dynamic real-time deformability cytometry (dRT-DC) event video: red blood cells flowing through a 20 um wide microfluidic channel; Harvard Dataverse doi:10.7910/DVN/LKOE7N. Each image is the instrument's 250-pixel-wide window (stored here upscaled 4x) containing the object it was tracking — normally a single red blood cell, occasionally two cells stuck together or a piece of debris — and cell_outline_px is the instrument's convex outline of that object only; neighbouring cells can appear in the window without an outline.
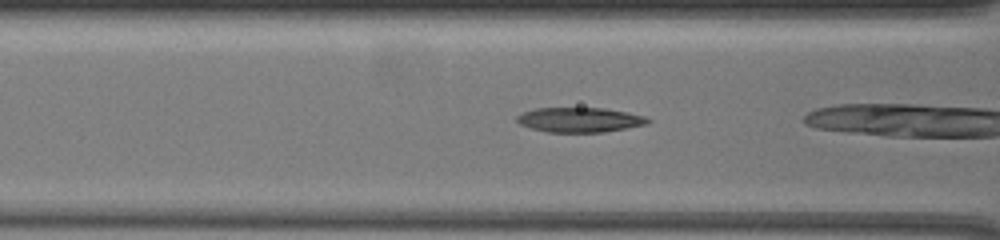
{"species": "common noctule bat (a hibernating species)", "species_latin": "Nyctalus noctula", "temperature_condition": "warm", "stored_images_in_passage": 5, "camera_frame_rate_fps": 3000, "um_per_image_px": 0.085, "animal": {"sex": "female", "body_mass_g": 19.5, "forearm_length_mm": 54.1}, "frame": {"image": 1, "passage_image": 3, "time_ms": 0.667, "image_size_px": [1000, 240], "cell_outline_px": [[652, 120], [648, 124], [604, 132], [548, 132], [532, 128], [520, 124], [516, 120], [516, 116], [524, 112], [536, 108], [604, 108], [628, 112], [644, 116]], "centroid_in_image_um": [49.3, 10.18], "position_along_channel_um": 117.3, "area_um2": 18.84}}